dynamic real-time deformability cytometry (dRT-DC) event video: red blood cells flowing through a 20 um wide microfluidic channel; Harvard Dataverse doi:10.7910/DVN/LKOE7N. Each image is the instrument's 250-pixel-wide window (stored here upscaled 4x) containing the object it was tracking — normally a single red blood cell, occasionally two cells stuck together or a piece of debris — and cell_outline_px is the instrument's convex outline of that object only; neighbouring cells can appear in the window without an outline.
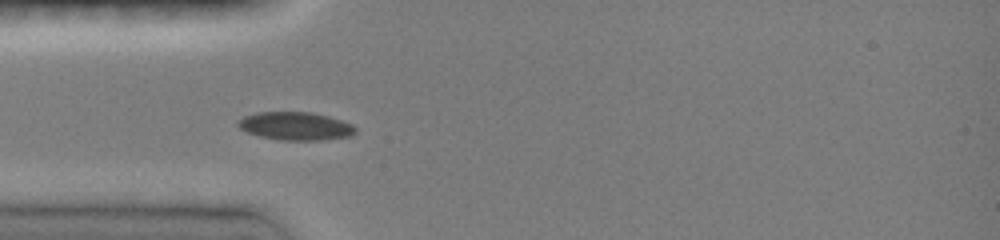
{"species": "common noctule bat (a hibernating species)", "species_latin": "Nyctalus noctula", "temperature_condition": "room temperature", "stored_images_in_passage": 32, "camera_frame_rate_fps": 3000, "um_per_image_px": 0.085, "animal": {"sex": "female", "body_mass_g": 19.0, "forearm_length_mm": 51.5}, "frame": {"image": 1, "passage_image": 1, "time_ms": 0.0, "image_size_px": [1000, 240], "cell_outline_px": [[356, 132], [352, 136], [320, 140], [280, 140], [260, 136], [248, 132], [240, 128], [236, 124], [236, 120], [244, 116], [256, 112], [312, 112], [328, 116], [352, 124], [356, 128]], "centroid_in_image_um": [25.11, 10.71], "position_along_channel_um": 59.9, "area_um2": 19.31}}
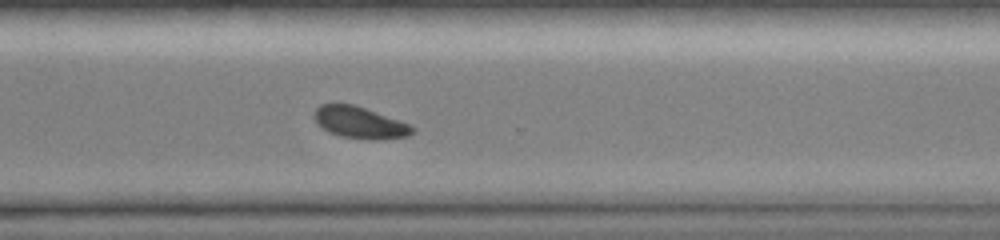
{"frame": {"image": 2, "passage_image": 21, "time_ms": 7.0, "image_size_px": [1000, 240], "cell_outline_px": [[416, 132], [408, 136], [376, 140], [368, 140], [340, 136], [328, 132], [316, 120], [316, 108], [320, 104], [352, 104], [400, 120], [416, 128]], "centroid_in_image_um": [30.65, 10.44], "position_along_channel_um": 340.0, "area_um2": 17.92}}
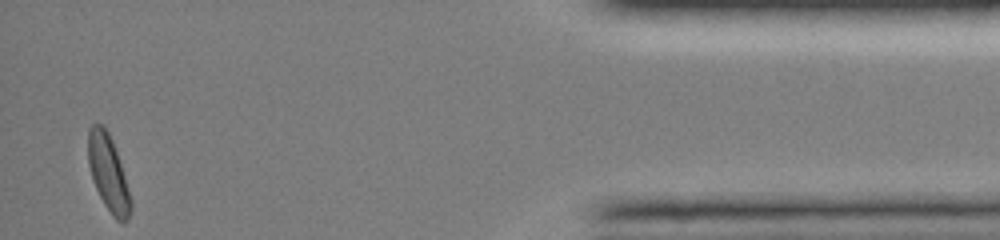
{"frame": {"image": 3, "passage_image": 32, "time_ms": 10.667, "image_size_px": [1000, 240], "cell_outline_px": [[132, 208], [128, 220], [124, 224], [120, 224], [112, 216], [104, 204], [92, 180], [88, 164], [88, 128], [92, 124], [104, 124], [112, 140], [132, 200]], "centroid_in_image_um": [9.2, 14.76], "position_along_channel_um": 426.0, "area_um2": 18.96}, "authors_computed_cell_mechanics": {"area_um2": 18.9295, "velocity_mm_per_s": 4.018, "shape_relaxation_time_tau1_ms": 2.7678, "shape_relaxation_time_tau2_ms": null, "deformation_change_tau1": 0.1038, "deformation_change_tau2": null}}